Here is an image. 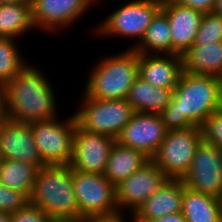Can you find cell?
<instances>
[{
	"label": "cell",
	"instance_id": "1",
	"mask_svg": "<svg viewBox=\"0 0 222 222\" xmlns=\"http://www.w3.org/2000/svg\"><path fill=\"white\" fill-rule=\"evenodd\" d=\"M222 108L221 78L183 71L174 88L172 100L159 114L166 130L201 127L216 110Z\"/></svg>",
	"mask_w": 222,
	"mask_h": 222
},
{
	"label": "cell",
	"instance_id": "2",
	"mask_svg": "<svg viewBox=\"0 0 222 222\" xmlns=\"http://www.w3.org/2000/svg\"><path fill=\"white\" fill-rule=\"evenodd\" d=\"M4 117L26 123L56 116V98L50 83L36 67L26 65L3 87Z\"/></svg>",
	"mask_w": 222,
	"mask_h": 222
},
{
	"label": "cell",
	"instance_id": "3",
	"mask_svg": "<svg viewBox=\"0 0 222 222\" xmlns=\"http://www.w3.org/2000/svg\"><path fill=\"white\" fill-rule=\"evenodd\" d=\"M30 204L56 222H84L73 189L70 165H46L37 171Z\"/></svg>",
	"mask_w": 222,
	"mask_h": 222
},
{
	"label": "cell",
	"instance_id": "4",
	"mask_svg": "<svg viewBox=\"0 0 222 222\" xmlns=\"http://www.w3.org/2000/svg\"><path fill=\"white\" fill-rule=\"evenodd\" d=\"M139 53L130 48L124 53L108 56L92 68L84 92L103 100L126 99L138 77Z\"/></svg>",
	"mask_w": 222,
	"mask_h": 222
},
{
	"label": "cell",
	"instance_id": "5",
	"mask_svg": "<svg viewBox=\"0 0 222 222\" xmlns=\"http://www.w3.org/2000/svg\"><path fill=\"white\" fill-rule=\"evenodd\" d=\"M201 141V127L169 130L151 160L168 178L182 179L189 171Z\"/></svg>",
	"mask_w": 222,
	"mask_h": 222
},
{
	"label": "cell",
	"instance_id": "6",
	"mask_svg": "<svg viewBox=\"0 0 222 222\" xmlns=\"http://www.w3.org/2000/svg\"><path fill=\"white\" fill-rule=\"evenodd\" d=\"M83 95L82 108L74 114L77 123L83 129L116 139L134 113L132 106L126 99H95L85 92Z\"/></svg>",
	"mask_w": 222,
	"mask_h": 222
},
{
	"label": "cell",
	"instance_id": "7",
	"mask_svg": "<svg viewBox=\"0 0 222 222\" xmlns=\"http://www.w3.org/2000/svg\"><path fill=\"white\" fill-rule=\"evenodd\" d=\"M64 122L57 118L31 122L35 144L45 165H70L77 120L72 115Z\"/></svg>",
	"mask_w": 222,
	"mask_h": 222
},
{
	"label": "cell",
	"instance_id": "8",
	"mask_svg": "<svg viewBox=\"0 0 222 222\" xmlns=\"http://www.w3.org/2000/svg\"><path fill=\"white\" fill-rule=\"evenodd\" d=\"M72 181L79 211L85 219L120 212L116 187L103 174L72 169Z\"/></svg>",
	"mask_w": 222,
	"mask_h": 222
},
{
	"label": "cell",
	"instance_id": "9",
	"mask_svg": "<svg viewBox=\"0 0 222 222\" xmlns=\"http://www.w3.org/2000/svg\"><path fill=\"white\" fill-rule=\"evenodd\" d=\"M162 7V0H134L112 12L97 28L98 33L142 40L152 19Z\"/></svg>",
	"mask_w": 222,
	"mask_h": 222
},
{
	"label": "cell",
	"instance_id": "10",
	"mask_svg": "<svg viewBox=\"0 0 222 222\" xmlns=\"http://www.w3.org/2000/svg\"><path fill=\"white\" fill-rule=\"evenodd\" d=\"M181 180L185 187L193 191L222 199V151L202 140L189 171Z\"/></svg>",
	"mask_w": 222,
	"mask_h": 222
},
{
	"label": "cell",
	"instance_id": "11",
	"mask_svg": "<svg viewBox=\"0 0 222 222\" xmlns=\"http://www.w3.org/2000/svg\"><path fill=\"white\" fill-rule=\"evenodd\" d=\"M115 142L112 137L88 131L76 123L70 167L84 173L103 174Z\"/></svg>",
	"mask_w": 222,
	"mask_h": 222
},
{
	"label": "cell",
	"instance_id": "12",
	"mask_svg": "<svg viewBox=\"0 0 222 222\" xmlns=\"http://www.w3.org/2000/svg\"><path fill=\"white\" fill-rule=\"evenodd\" d=\"M166 132L159 114L134 112L115 140L120 145L140 150L152 158Z\"/></svg>",
	"mask_w": 222,
	"mask_h": 222
},
{
	"label": "cell",
	"instance_id": "13",
	"mask_svg": "<svg viewBox=\"0 0 222 222\" xmlns=\"http://www.w3.org/2000/svg\"><path fill=\"white\" fill-rule=\"evenodd\" d=\"M0 159L29 163L38 169L46 166L35 144L31 123L3 118L0 123Z\"/></svg>",
	"mask_w": 222,
	"mask_h": 222
},
{
	"label": "cell",
	"instance_id": "14",
	"mask_svg": "<svg viewBox=\"0 0 222 222\" xmlns=\"http://www.w3.org/2000/svg\"><path fill=\"white\" fill-rule=\"evenodd\" d=\"M168 179L163 171L150 160L116 186L119 211L127 207L131 208L134 214L145 200L153 196Z\"/></svg>",
	"mask_w": 222,
	"mask_h": 222
},
{
	"label": "cell",
	"instance_id": "15",
	"mask_svg": "<svg viewBox=\"0 0 222 222\" xmlns=\"http://www.w3.org/2000/svg\"><path fill=\"white\" fill-rule=\"evenodd\" d=\"M35 28L56 31L69 26L93 5V0H30ZM57 28V29H56Z\"/></svg>",
	"mask_w": 222,
	"mask_h": 222
},
{
	"label": "cell",
	"instance_id": "16",
	"mask_svg": "<svg viewBox=\"0 0 222 222\" xmlns=\"http://www.w3.org/2000/svg\"><path fill=\"white\" fill-rule=\"evenodd\" d=\"M171 30L172 54L182 56L195 42L203 12L182 6L173 0H162Z\"/></svg>",
	"mask_w": 222,
	"mask_h": 222
},
{
	"label": "cell",
	"instance_id": "17",
	"mask_svg": "<svg viewBox=\"0 0 222 222\" xmlns=\"http://www.w3.org/2000/svg\"><path fill=\"white\" fill-rule=\"evenodd\" d=\"M163 56V57H162ZM140 54L138 76L153 86L174 89L183 73L179 54ZM168 56V57H166Z\"/></svg>",
	"mask_w": 222,
	"mask_h": 222
},
{
	"label": "cell",
	"instance_id": "18",
	"mask_svg": "<svg viewBox=\"0 0 222 222\" xmlns=\"http://www.w3.org/2000/svg\"><path fill=\"white\" fill-rule=\"evenodd\" d=\"M184 184L181 179H168L132 214L134 221H150L182 211Z\"/></svg>",
	"mask_w": 222,
	"mask_h": 222
},
{
	"label": "cell",
	"instance_id": "19",
	"mask_svg": "<svg viewBox=\"0 0 222 222\" xmlns=\"http://www.w3.org/2000/svg\"><path fill=\"white\" fill-rule=\"evenodd\" d=\"M183 71L222 77V41L193 44L182 54Z\"/></svg>",
	"mask_w": 222,
	"mask_h": 222
},
{
	"label": "cell",
	"instance_id": "20",
	"mask_svg": "<svg viewBox=\"0 0 222 222\" xmlns=\"http://www.w3.org/2000/svg\"><path fill=\"white\" fill-rule=\"evenodd\" d=\"M150 160L144 152L115 142L103 175L116 187Z\"/></svg>",
	"mask_w": 222,
	"mask_h": 222
},
{
	"label": "cell",
	"instance_id": "21",
	"mask_svg": "<svg viewBox=\"0 0 222 222\" xmlns=\"http://www.w3.org/2000/svg\"><path fill=\"white\" fill-rule=\"evenodd\" d=\"M173 90L153 86L138 76L128 92L126 101L134 112L160 114L172 100Z\"/></svg>",
	"mask_w": 222,
	"mask_h": 222
},
{
	"label": "cell",
	"instance_id": "22",
	"mask_svg": "<svg viewBox=\"0 0 222 222\" xmlns=\"http://www.w3.org/2000/svg\"><path fill=\"white\" fill-rule=\"evenodd\" d=\"M181 212L186 222H222V199L184 186Z\"/></svg>",
	"mask_w": 222,
	"mask_h": 222
},
{
	"label": "cell",
	"instance_id": "23",
	"mask_svg": "<svg viewBox=\"0 0 222 222\" xmlns=\"http://www.w3.org/2000/svg\"><path fill=\"white\" fill-rule=\"evenodd\" d=\"M132 49L140 54H148L150 50L155 54L161 53L160 55L172 54L170 24L167 14L162 9L152 19L140 43L133 45Z\"/></svg>",
	"mask_w": 222,
	"mask_h": 222
},
{
	"label": "cell",
	"instance_id": "24",
	"mask_svg": "<svg viewBox=\"0 0 222 222\" xmlns=\"http://www.w3.org/2000/svg\"><path fill=\"white\" fill-rule=\"evenodd\" d=\"M33 27L31 2L0 4V37L13 39Z\"/></svg>",
	"mask_w": 222,
	"mask_h": 222
},
{
	"label": "cell",
	"instance_id": "25",
	"mask_svg": "<svg viewBox=\"0 0 222 222\" xmlns=\"http://www.w3.org/2000/svg\"><path fill=\"white\" fill-rule=\"evenodd\" d=\"M38 170L29 163L0 159V183L7 188L19 190L30 198Z\"/></svg>",
	"mask_w": 222,
	"mask_h": 222
},
{
	"label": "cell",
	"instance_id": "26",
	"mask_svg": "<svg viewBox=\"0 0 222 222\" xmlns=\"http://www.w3.org/2000/svg\"><path fill=\"white\" fill-rule=\"evenodd\" d=\"M12 38L0 37V87H4L26 66Z\"/></svg>",
	"mask_w": 222,
	"mask_h": 222
},
{
	"label": "cell",
	"instance_id": "27",
	"mask_svg": "<svg viewBox=\"0 0 222 222\" xmlns=\"http://www.w3.org/2000/svg\"><path fill=\"white\" fill-rule=\"evenodd\" d=\"M218 41H222V16L214 12L203 13L194 44H210Z\"/></svg>",
	"mask_w": 222,
	"mask_h": 222
},
{
	"label": "cell",
	"instance_id": "28",
	"mask_svg": "<svg viewBox=\"0 0 222 222\" xmlns=\"http://www.w3.org/2000/svg\"><path fill=\"white\" fill-rule=\"evenodd\" d=\"M202 140L222 151V108L213 112L201 126Z\"/></svg>",
	"mask_w": 222,
	"mask_h": 222
},
{
	"label": "cell",
	"instance_id": "29",
	"mask_svg": "<svg viewBox=\"0 0 222 222\" xmlns=\"http://www.w3.org/2000/svg\"><path fill=\"white\" fill-rule=\"evenodd\" d=\"M30 203V198L19 190L7 188L0 183V211L9 214L25 208Z\"/></svg>",
	"mask_w": 222,
	"mask_h": 222
},
{
	"label": "cell",
	"instance_id": "30",
	"mask_svg": "<svg viewBox=\"0 0 222 222\" xmlns=\"http://www.w3.org/2000/svg\"><path fill=\"white\" fill-rule=\"evenodd\" d=\"M11 222H56L47 213L32 204L10 214Z\"/></svg>",
	"mask_w": 222,
	"mask_h": 222
},
{
	"label": "cell",
	"instance_id": "31",
	"mask_svg": "<svg viewBox=\"0 0 222 222\" xmlns=\"http://www.w3.org/2000/svg\"><path fill=\"white\" fill-rule=\"evenodd\" d=\"M176 3L190 7L192 9H197L199 11H202L203 13L213 12L216 1L217 0H173Z\"/></svg>",
	"mask_w": 222,
	"mask_h": 222
},
{
	"label": "cell",
	"instance_id": "32",
	"mask_svg": "<svg viewBox=\"0 0 222 222\" xmlns=\"http://www.w3.org/2000/svg\"><path fill=\"white\" fill-rule=\"evenodd\" d=\"M118 212L111 215L93 216L84 220V222H125L124 216Z\"/></svg>",
	"mask_w": 222,
	"mask_h": 222
},
{
	"label": "cell",
	"instance_id": "33",
	"mask_svg": "<svg viewBox=\"0 0 222 222\" xmlns=\"http://www.w3.org/2000/svg\"><path fill=\"white\" fill-rule=\"evenodd\" d=\"M134 222H186L182 212L173 213L163 218H158L150 221H134Z\"/></svg>",
	"mask_w": 222,
	"mask_h": 222
},
{
	"label": "cell",
	"instance_id": "34",
	"mask_svg": "<svg viewBox=\"0 0 222 222\" xmlns=\"http://www.w3.org/2000/svg\"><path fill=\"white\" fill-rule=\"evenodd\" d=\"M4 118L3 87H0V123Z\"/></svg>",
	"mask_w": 222,
	"mask_h": 222
},
{
	"label": "cell",
	"instance_id": "35",
	"mask_svg": "<svg viewBox=\"0 0 222 222\" xmlns=\"http://www.w3.org/2000/svg\"><path fill=\"white\" fill-rule=\"evenodd\" d=\"M214 13L222 16V0H217L214 8Z\"/></svg>",
	"mask_w": 222,
	"mask_h": 222
},
{
	"label": "cell",
	"instance_id": "36",
	"mask_svg": "<svg viewBox=\"0 0 222 222\" xmlns=\"http://www.w3.org/2000/svg\"><path fill=\"white\" fill-rule=\"evenodd\" d=\"M0 222H11L10 214L0 211Z\"/></svg>",
	"mask_w": 222,
	"mask_h": 222
},
{
	"label": "cell",
	"instance_id": "37",
	"mask_svg": "<svg viewBox=\"0 0 222 222\" xmlns=\"http://www.w3.org/2000/svg\"><path fill=\"white\" fill-rule=\"evenodd\" d=\"M24 2H30V0H0V4L24 3Z\"/></svg>",
	"mask_w": 222,
	"mask_h": 222
}]
</instances>
